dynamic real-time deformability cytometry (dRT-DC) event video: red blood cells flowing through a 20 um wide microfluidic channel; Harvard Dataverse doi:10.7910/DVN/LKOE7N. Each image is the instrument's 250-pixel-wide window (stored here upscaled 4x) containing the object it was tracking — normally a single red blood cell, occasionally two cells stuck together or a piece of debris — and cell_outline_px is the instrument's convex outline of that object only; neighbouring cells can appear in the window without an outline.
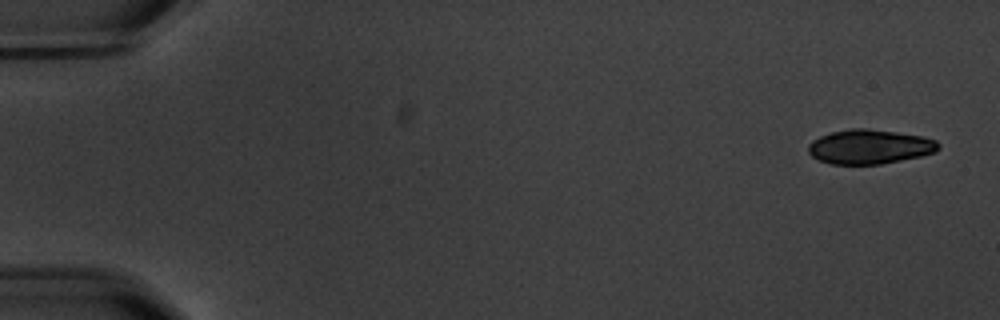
{"species": "common noctule bat (a hibernating species)", "species_latin": "Nyctalus noctula", "temperature_condition": "warm", "stored_images_in_passage": 7, "camera_frame_rate_fps": 3000, "um_per_image_px": 0.085, "animal": {"sex": "male", "body_mass_g": 20.1, "forearm_length_mm": 53.5}, "frame": {"image": 1, "passage_image": 1, "time_ms": 0.0, "image_size_px": [1000, 320], "cell_outline_px": [[940, 148], [936, 152], [920, 156], [880, 164], [832, 164], [820, 160], [812, 156], [808, 152], [808, 144], [812, 140], [820, 136], [832, 132], [848, 128], [868, 128], [924, 136], [936, 140], [940, 144]], "centroid_in_image_um": [73.93, 12.46], "position_along_channel_um": 11.1, "area_um2": 26.18}}